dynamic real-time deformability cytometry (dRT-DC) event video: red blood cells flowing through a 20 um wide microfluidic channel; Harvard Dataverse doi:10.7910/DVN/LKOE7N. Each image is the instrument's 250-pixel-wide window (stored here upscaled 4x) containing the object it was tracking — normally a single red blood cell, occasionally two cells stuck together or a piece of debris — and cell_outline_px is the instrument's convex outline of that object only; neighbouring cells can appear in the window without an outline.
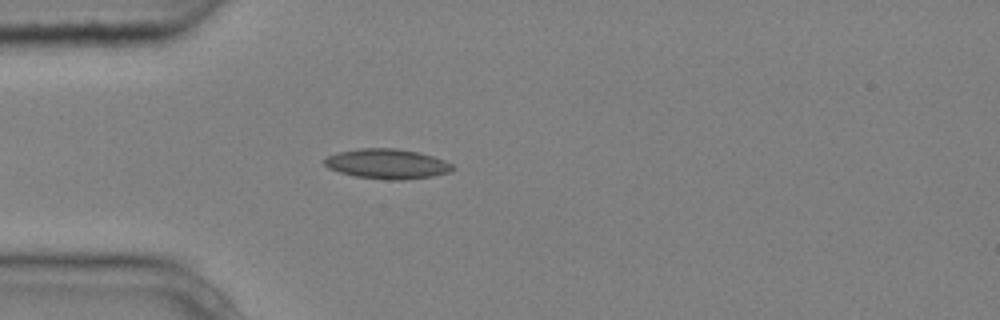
{"species": "common noctule bat (a hibernating species)", "species_latin": "Nyctalus noctula", "temperature_condition": "cold", "stored_images_in_passage": 3, "camera_frame_rate_fps": 3000, "um_per_image_px": 0.085, "animal": {"sex": "male", "body_mass_g": 20.4}, "frame": {"image": 1, "passage_image": 3, "time_ms": 0.667, "image_size_px": [1000, 320], "cell_outline_px": [[456, 168], [448, 172], [432, 176], [404, 180], [388, 180], [352, 176], [328, 168], [324, 164], [324, 160], [328, 156], [340, 152], [360, 148], [396, 148], [420, 152], [444, 160], [452, 164]], "centroid_in_image_um": [32.92, 13.93], "position_along_channel_um": 52.1, "area_um2": 22.37}}